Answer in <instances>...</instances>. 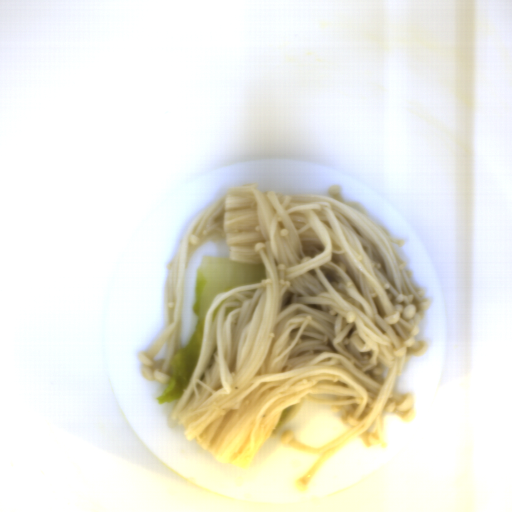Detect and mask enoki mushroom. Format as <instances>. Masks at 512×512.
Listing matches in <instances>:
<instances>
[{"label": "enoki mushroom", "instance_id": "enoki-mushroom-1", "mask_svg": "<svg viewBox=\"0 0 512 512\" xmlns=\"http://www.w3.org/2000/svg\"><path fill=\"white\" fill-rule=\"evenodd\" d=\"M405 244L339 185L325 195L278 193L251 182L225 189L186 230L169 258L161 333L137 352L140 372L167 383L174 350L191 338L203 257L262 264L261 283L234 285L207 308L202 345L169 423L207 455L245 466L277 441L317 456L294 488L354 439L386 448L387 414L413 420L415 399L396 390L430 299L398 254ZM329 409L333 441L305 442L295 423Z\"/></svg>", "mask_w": 512, "mask_h": 512}]
</instances>
